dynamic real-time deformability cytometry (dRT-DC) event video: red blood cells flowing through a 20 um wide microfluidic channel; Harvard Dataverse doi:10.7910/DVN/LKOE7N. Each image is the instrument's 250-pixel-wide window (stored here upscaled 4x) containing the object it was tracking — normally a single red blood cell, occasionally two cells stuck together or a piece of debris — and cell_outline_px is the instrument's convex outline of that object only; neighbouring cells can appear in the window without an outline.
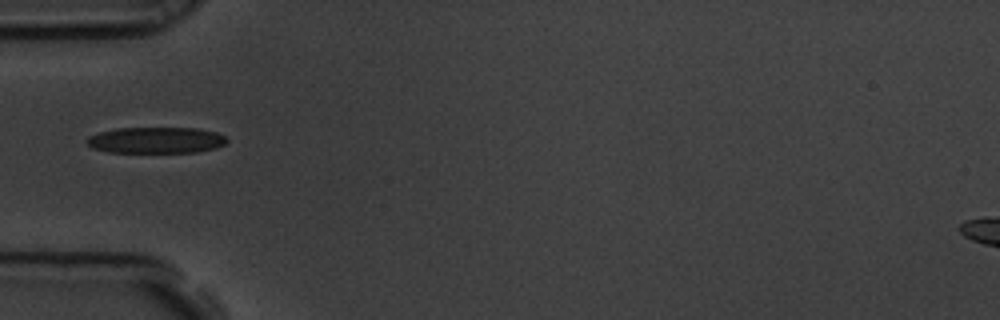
{"species": "common noctule bat (a hibernating species)", "species_latin": "Nyctalus noctula", "temperature_condition": "room temperature", "stored_images_in_passage": 40, "camera_frame_rate_fps": 3000, "um_per_image_px": 0.085, "animal": {"sex": "male", "body_mass_g": 19.5, "forearm_length_mm": 54.6}, "frame": {"image": 1, "passage_image": 1, "time_ms": 0.0, "image_size_px": [1000, 320], "cell_outline_px": [[228, 140], [224, 144], [216, 148], [196, 152], [108, 152], [92, 148], [84, 140], [88, 136], [100, 132], [116, 128], [196, 128], [216, 132], [224, 136]], "centroid_in_image_um": [13.24, 11.91], "position_along_channel_um": 71.8, "area_um2": 21.39}}
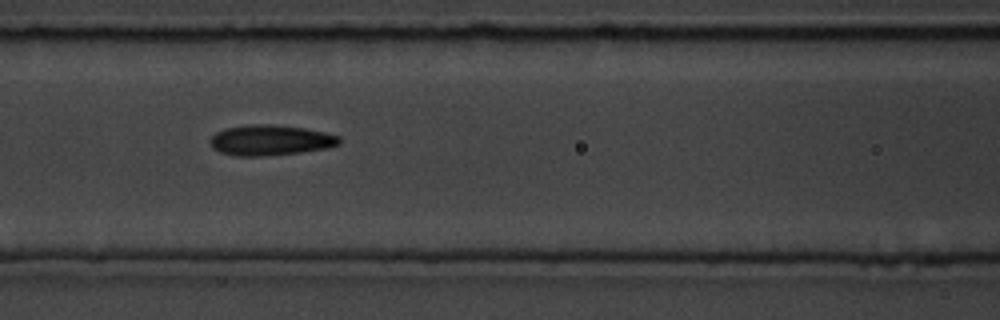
{"frame": {"image": 2, "passage_image": 7, "time_ms": 2.0, "image_size_px": [1000, 320], "cell_outline_px": [[340, 144], [324, 148], [300, 152], [260, 156], [236, 156], [220, 152], [212, 148], [212, 136], [216, 132], [224, 128], [252, 124], [268, 124], [304, 128], [324, 132], [340, 136]], "centroid_in_image_um": [22.97, 11.91], "position_along_channel_um": 143.6, "area_um2": 22.66}}
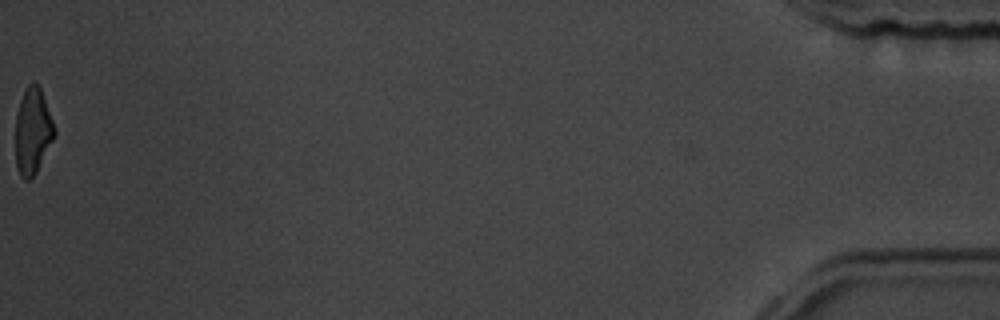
{"frame": {"image": 3, "passage_image": 40, "time_ms": 13.0, "image_size_px": [1000, 320], "cell_outline_px": [[56, 136], [36, 172], [28, 180], [24, 180], [20, 176], [16, 168], [16, 112], [20, 100], [28, 84], [36, 84], [40, 88], [52, 120], [56, 132]], "centroid_in_image_um": [2.77, 11.19], "position_along_channel_um": 432.4, "area_um2": 19.36}, "authors_computed_cell_mechanics": {"area_um2": 21.4149, "velocity_mm_per_s": 3.5522, "shape_relaxation_time_tau1_ms": 3.4147, "shape_relaxation_time_tau2_ms": 3.4591, "deformation_change_tau1": 0.1163, "deformation_change_tau2": 0.1243}}